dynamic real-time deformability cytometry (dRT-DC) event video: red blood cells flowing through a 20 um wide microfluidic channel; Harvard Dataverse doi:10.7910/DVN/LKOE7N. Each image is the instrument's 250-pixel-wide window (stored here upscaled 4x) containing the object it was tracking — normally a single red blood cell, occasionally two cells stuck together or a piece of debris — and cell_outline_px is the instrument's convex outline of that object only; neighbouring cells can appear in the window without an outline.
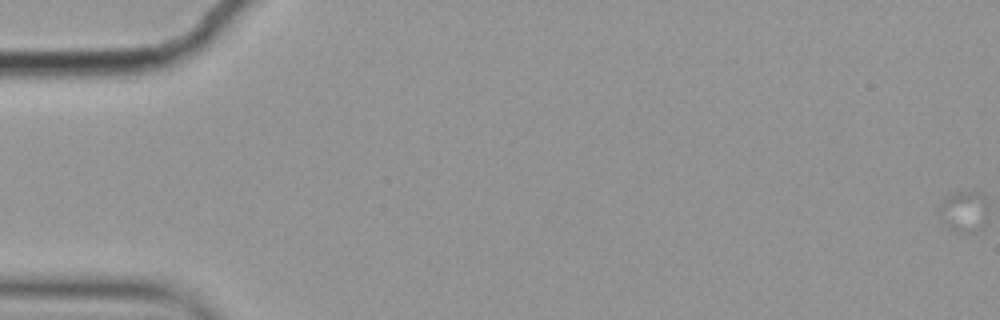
{"species": "common noctule bat (a hibernating species)", "species_latin": "Nyctalus noctula", "temperature_condition": "cold", "stored_images_in_passage": 7, "camera_frame_rate_fps": 3000, "um_per_image_px": 0.085, "animal": {"sex": "female", "body_mass_g": 19.9}, "frame": {"image": 1, "passage_image": 1, "time_ms": 0.0, "image_size_px": [1000, 320], "cell_outline_px": [[984, 224], [980, 228], [972, 232], [956, 232], [940, 220], [936, 212], [944, 200], [948, 196], [960, 192], [976, 192], [984, 196]], "centroid_in_image_um": [81.85, 18.0], "position_along_channel_um": 3.2, "area_um2": 11.16}}